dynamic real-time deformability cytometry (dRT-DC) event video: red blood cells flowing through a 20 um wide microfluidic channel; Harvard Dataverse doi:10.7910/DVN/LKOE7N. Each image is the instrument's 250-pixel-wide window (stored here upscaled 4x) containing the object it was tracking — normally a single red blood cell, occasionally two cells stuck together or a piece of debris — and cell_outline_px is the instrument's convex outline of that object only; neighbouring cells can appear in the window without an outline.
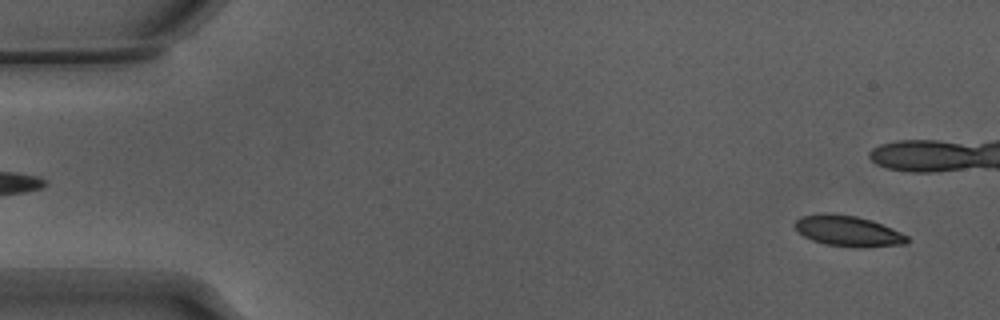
{"species": "Egyptian fruit bat (a non-hibernating species)", "species_latin": "Rousettus aegyptiacus", "temperature_condition": "warm", "stored_images_in_passage": 16, "camera_frame_rate_fps": 3000, "um_per_image_px": 0.085, "animal": {"sex": "male"}, "frame": {"image": 1, "passage_image": 3, "time_ms": 0.667, "image_size_px": [1000, 320], "cell_outline_px": [[908, 244], [860, 248], [824, 244], [812, 240], [804, 236], [792, 224], [796, 220], [804, 216], [824, 212], [828, 212], [856, 216], [872, 220], [892, 228], [908, 236]], "centroid_in_image_um": [72.1, 19.64], "position_along_channel_um": 12.9, "area_um2": 20.23}}